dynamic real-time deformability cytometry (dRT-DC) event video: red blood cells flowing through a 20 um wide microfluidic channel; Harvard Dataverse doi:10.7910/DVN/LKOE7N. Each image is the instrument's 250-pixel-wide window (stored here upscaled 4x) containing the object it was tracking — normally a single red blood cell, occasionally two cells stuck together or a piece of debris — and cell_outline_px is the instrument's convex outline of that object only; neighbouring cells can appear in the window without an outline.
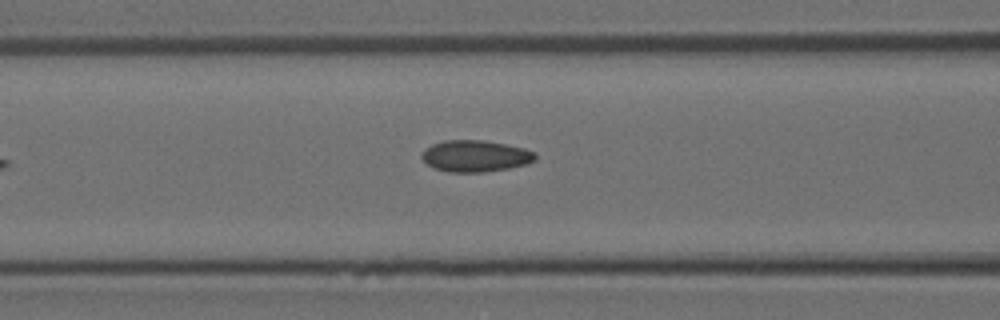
{"species": "Egyptian fruit bat (a non-hibernating species)", "species_latin": "Rousettus aegyptiacus", "temperature_condition": "room temperature", "stored_images_in_passage": 7, "camera_frame_rate_fps": 3000, "um_per_image_px": 0.085, "animal": {"sex": "female"}, "frame": {"image": 1, "passage_image": 7, "time_ms": 2.0, "image_size_px": [1000, 320], "cell_outline_px": [[536, 160], [528, 164], [508, 168], [484, 172], [448, 172], [436, 168], [428, 164], [420, 156], [424, 148], [432, 144], [444, 140], [484, 140], [524, 148], [536, 152]], "centroid_in_image_um": [40.41, 13.26], "position_along_channel_um": 126.2, "area_um2": 20.92}}